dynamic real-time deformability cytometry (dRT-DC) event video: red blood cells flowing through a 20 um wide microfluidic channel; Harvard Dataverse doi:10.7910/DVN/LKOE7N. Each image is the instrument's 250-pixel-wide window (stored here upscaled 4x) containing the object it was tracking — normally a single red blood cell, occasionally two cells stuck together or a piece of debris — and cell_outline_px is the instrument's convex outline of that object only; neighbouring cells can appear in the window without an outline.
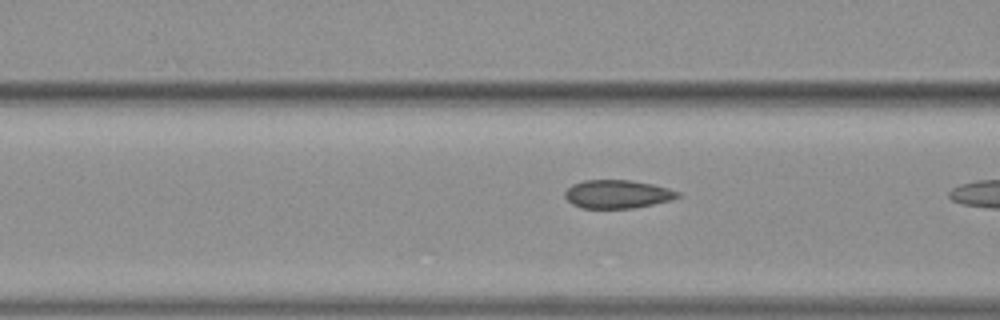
{"species": "common noctule bat (a hibernating species)", "species_latin": "Nyctalus noctula", "temperature_condition": "warm", "stored_images_in_passage": 15, "camera_frame_rate_fps": 3000, "um_per_image_px": 0.085, "animal": {"sex": "female", "body_mass_g": 19.3, "forearm_length_mm": 54.1}, "frame": {"image": 1, "passage_image": 13, "time_ms": 4.0, "image_size_px": [1000, 320], "cell_outline_px": [[680, 196], [672, 200], [632, 208], [580, 208], [572, 204], [564, 196], [564, 192], [572, 184], [584, 180], [632, 180], [652, 184], [668, 188], [680, 192]], "centroid_in_image_um": [52.47, 16.5], "position_along_channel_um": 114.1, "area_um2": 18.67}}